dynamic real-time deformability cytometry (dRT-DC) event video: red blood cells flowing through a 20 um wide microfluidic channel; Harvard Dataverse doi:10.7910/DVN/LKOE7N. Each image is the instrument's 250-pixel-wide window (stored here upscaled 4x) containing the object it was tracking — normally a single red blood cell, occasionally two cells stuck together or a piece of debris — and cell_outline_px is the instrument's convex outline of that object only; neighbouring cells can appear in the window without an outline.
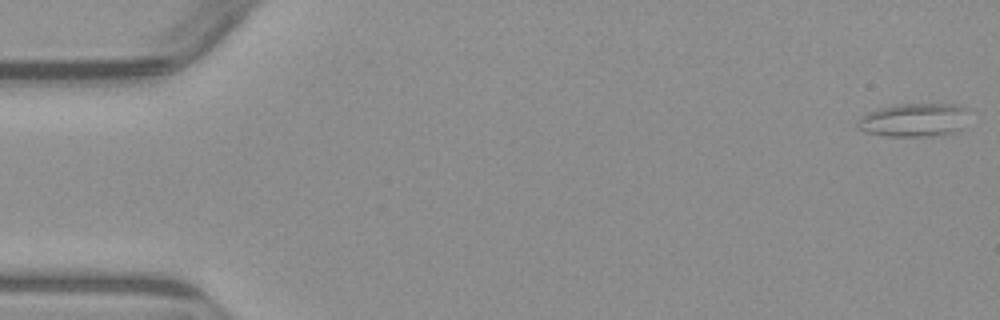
{"species": "common noctule bat (a hibernating species)", "species_latin": "Nyctalus noctula", "temperature_condition": "warm", "stored_images_in_passage": 4, "camera_frame_rate_fps": 3000, "um_per_image_px": 0.085, "animal": {"sex": "male", "body_mass_g": 23.1, "forearm_length_mm": 52.7}, "frame": {"image": 1, "passage_image": 1, "time_ms": 0.0, "image_size_px": [1000, 320], "cell_outline_px": [[968, 108], [964, 128], [960, 132], [944, 136], [888, 136], [864, 132], [856, 128], [856, 124], [868, 112], [880, 108], [900, 104], [956, 104]], "centroid_in_image_um": [77.77, 10.22], "position_along_channel_um": 7.2, "area_um2": 22.08}}
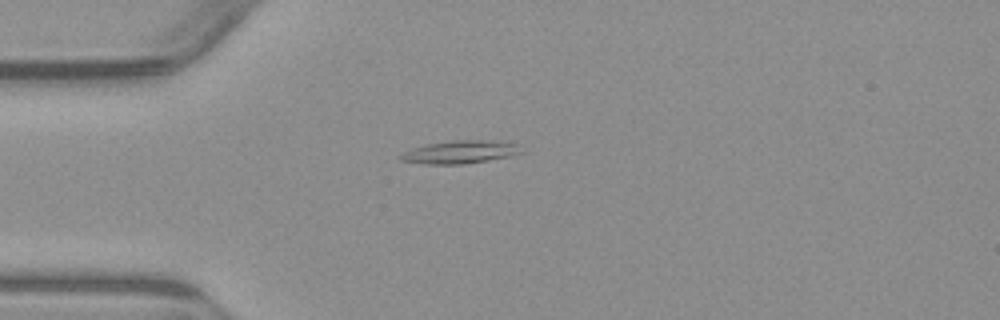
{"frame": {"image": 2, "passage_image": 4, "time_ms": 4.333, "image_size_px": [1000, 320], "cell_outline_px": [[524, 152], [512, 156], [464, 164], [424, 164], [400, 160], [400, 156], [404, 152], [412, 148], [424, 144], [452, 140], [500, 140], [516, 144]], "centroid_in_image_um": [39.14, 12.91], "position_along_channel_um": 45.9, "area_um2": 16.3}}